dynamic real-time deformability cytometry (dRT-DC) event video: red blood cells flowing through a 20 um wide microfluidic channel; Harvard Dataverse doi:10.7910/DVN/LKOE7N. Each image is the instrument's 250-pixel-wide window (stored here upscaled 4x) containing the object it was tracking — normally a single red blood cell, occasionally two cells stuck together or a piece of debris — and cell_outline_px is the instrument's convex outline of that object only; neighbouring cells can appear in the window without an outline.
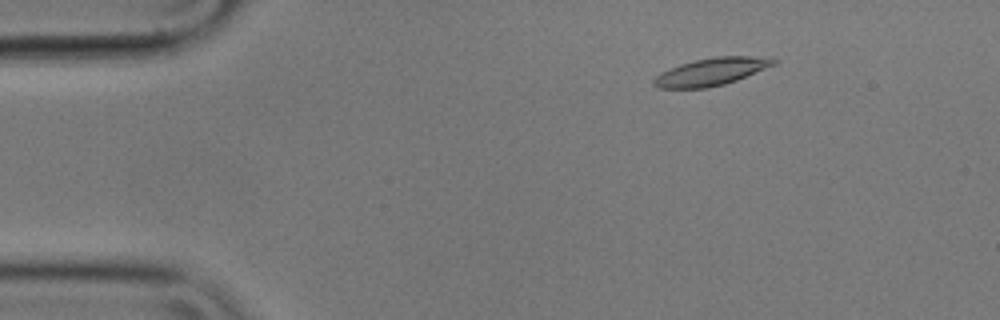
{"species": "common noctule bat (a hibernating species)", "species_latin": "Nyctalus noctula", "temperature_condition": "cold", "stored_images_in_passage": 2, "camera_frame_rate_fps": 3000, "um_per_image_px": 0.085, "animal": {"sex": "male", "body_mass_g": 17.9}, "frame": {"image": 1, "passage_image": 1, "time_ms": 0.0, "image_size_px": [1000, 320], "cell_outline_px": [[780, 60], [776, 64], [736, 80], [724, 84], [708, 88], [660, 88], [652, 84], [652, 80], [656, 76], [680, 64], [696, 60], [716, 56], [772, 56]], "centroid_in_image_um": [60.54, 6.08], "position_along_channel_um": 24.5, "area_um2": 19.19}}